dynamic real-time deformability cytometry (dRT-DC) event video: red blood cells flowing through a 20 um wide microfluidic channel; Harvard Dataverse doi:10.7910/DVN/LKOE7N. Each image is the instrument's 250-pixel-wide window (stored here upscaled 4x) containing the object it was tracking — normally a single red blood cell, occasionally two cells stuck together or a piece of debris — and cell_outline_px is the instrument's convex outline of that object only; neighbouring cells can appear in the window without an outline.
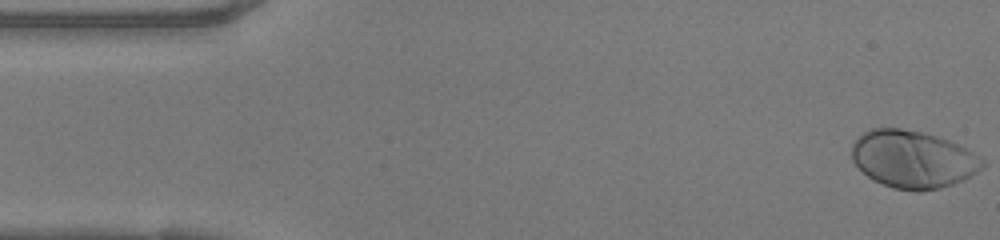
{"species": "human", "species_latin": "Homo sapiens", "temperature_condition": "warm", "stored_images_in_passage": 9, "camera_frame_rate_fps": 3000, "um_per_image_px": 0.085, "donor": {"sex": "female"}, "frame": {"image": 1, "passage_image": 1, "time_ms": 0.0, "image_size_px": [1000, 240], "cell_outline_px": [[984, 164], [976, 172], [964, 180], [940, 188], [920, 192], [916, 192], [892, 188], [868, 176], [852, 160], [852, 144], [864, 132], [872, 128], [900, 128], [924, 132], [948, 140], [980, 156], [984, 160]], "centroid_in_image_um": [77.6, 13.54], "position_along_channel_um": 7.4, "area_um2": 43.52}}